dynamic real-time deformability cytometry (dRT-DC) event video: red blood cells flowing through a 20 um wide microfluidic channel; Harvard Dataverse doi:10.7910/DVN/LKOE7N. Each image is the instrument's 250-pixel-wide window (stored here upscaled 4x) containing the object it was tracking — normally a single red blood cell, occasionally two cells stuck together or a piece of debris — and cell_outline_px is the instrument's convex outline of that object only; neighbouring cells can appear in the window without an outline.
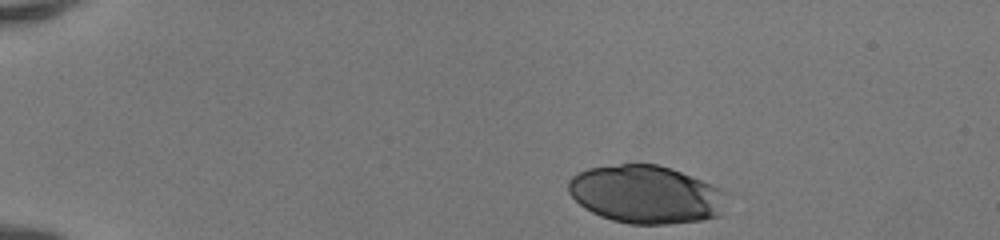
{"species": "human", "species_latin": "Homo sapiens", "temperature_condition": "room temperature", "stored_images_in_passage": 36, "camera_frame_rate_fps": 3000, "um_per_image_px": 0.085, "donor": {"sex": "female"}, "frame": {"image": 1, "passage_image": 1, "time_ms": 0.0, "image_size_px": [1000, 240], "cell_outline_px": [[732, 192], [720, 216], [704, 220], [668, 224], [628, 224], [612, 220], [600, 216], [584, 208], [568, 192], [568, 180], [572, 176], [588, 168], [620, 164], [656, 164], [672, 168], [724, 188]], "centroid_in_image_um": [55.0, 16.53], "position_along_channel_um": 30.0, "area_um2": 54.45}}